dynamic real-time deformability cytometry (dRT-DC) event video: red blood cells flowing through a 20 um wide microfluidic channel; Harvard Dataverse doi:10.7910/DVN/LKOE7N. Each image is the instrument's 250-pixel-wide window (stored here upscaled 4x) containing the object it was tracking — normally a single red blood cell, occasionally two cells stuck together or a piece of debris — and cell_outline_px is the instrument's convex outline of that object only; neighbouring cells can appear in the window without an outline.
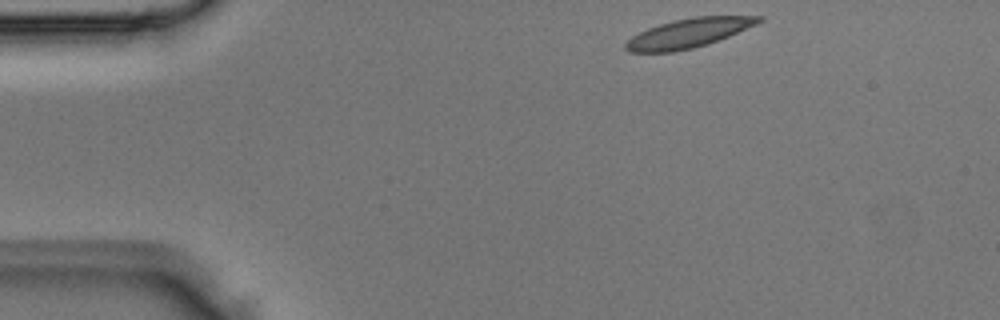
{"species": "Egyptian fruit bat (a non-hibernating species)", "species_latin": "Rousettus aegyptiacus", "temperature_condition": "room temperature", "stored_images_in_passage": 3, "segment_of_instrument_passage": [1, 2], "camera_frame_rate_fps": 3000, "um_per_image_px": 0.085, "animal": {"sex": "male"}, "frame": {"image": 1, "passage_image": 1, "time_ms": 0.0, "image_size_px": [1000, 320], "cell_outline_px": [[764, 20], [756, 24], [728, 36], [692, 48], [672, 52], [628, 52], [624, 48], [624, 44], [632, 36], [648, 28], [660, 24], [692, 16], [764, 16]], "centroid_in_image_um": [58.5, 2.81], "position_along_channel_um": 26.5, "area_um2": 22.25}}